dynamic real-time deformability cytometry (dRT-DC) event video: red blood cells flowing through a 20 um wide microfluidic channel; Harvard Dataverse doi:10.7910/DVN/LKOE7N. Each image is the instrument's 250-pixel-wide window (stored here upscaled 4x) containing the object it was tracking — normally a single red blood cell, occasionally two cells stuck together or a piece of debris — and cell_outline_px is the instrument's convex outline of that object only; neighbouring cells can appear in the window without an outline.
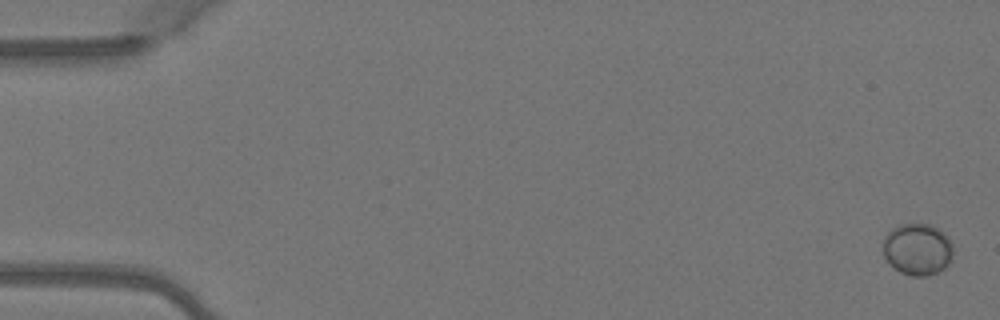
{"species": "Egyptian fruit bat (a non-hibernating species)", "species_latin": "Rousettus aegyptiacus", "temperature_condition": "warm", "stored_images_in_passage": 4, "camera_frame_rate_fps": 3000, "um_per_image_px": 0.085, "animal": {"sex": "female"}, "frame": {"image": 1, "passage_image": 1, "time_ms": 0.0, "image_size_px": [1000, 320], "cell_outline_px": [[952, 260], [944, 268], [928, 276], [912, 276], [900, 272], [892, 268], [888, 264], [884, 256], [884, 236], [892, 228], [900, 224], [932, 224], [940, 228], [948, 236], [952, 244]], "centroid_in_image_um": [77.99, 21.18], "position_along_channel_um": 7.0, "area_um2": 21.5}}
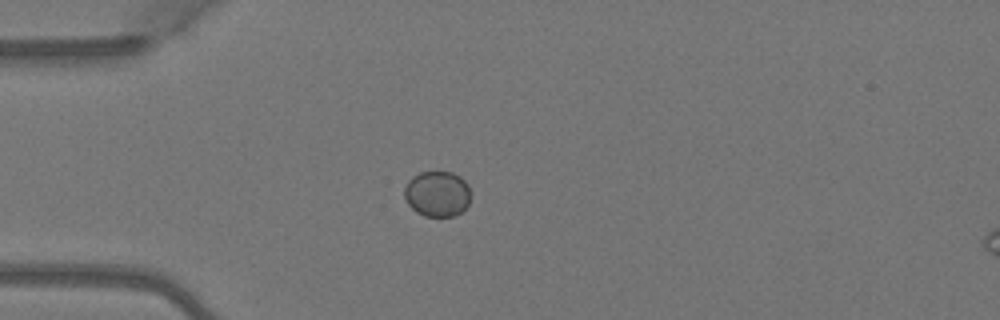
{"frame": {"image": 2, "passage_image": 4, "time_ms": 1.0, "image_size_px": [1000, 320], "cell_outline_px": [[468, 204], [460, 212], [452, 216], [424, 216], [416, 212], [408, 204], [404, 196], [404, 188], [408, 180], [412, 176], [420, 172], [452, 172], [460, 176], [468, 184]], "centroid_in_image_um": [37.13, 16.46], "position_along_channel_um": 47.9, "area_um2": 17.51}}